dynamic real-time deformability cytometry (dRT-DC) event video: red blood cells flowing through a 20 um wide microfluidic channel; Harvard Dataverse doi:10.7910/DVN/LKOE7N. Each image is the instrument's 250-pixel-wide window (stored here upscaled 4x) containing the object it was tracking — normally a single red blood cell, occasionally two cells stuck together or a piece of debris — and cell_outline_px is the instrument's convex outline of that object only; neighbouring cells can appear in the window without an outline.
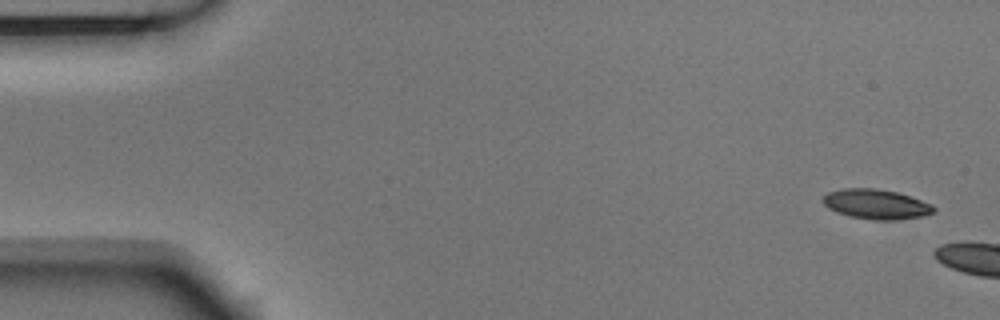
{"species": "Egyptian fruit bat (a non-hibernating species)", "species_latin": "Rousettus aegyptiacus", "temperature_condition": "room temperature", "stored_images_in_passage": 3, "camera_frame_rate_fps": 3000, "um_per_image_px": 0.085, "animal": {"sex": "male"}, "frame": {"image": 1, "passage_image": 1, "time_ms": 0.0, "image_size_px": [1000, 320], "cell_outline_px": [[936, 208], [932, 212], [924, 216], [896, 220], [876, 220], [852, 216], [836, 212], [828, 208], [820, 200], [828, 192], [844, 188], [876, 188], [896, 192], [932, 204]], "centroid_in_image_um": [74.45, 17.35], "position_along_channel_um": 10.6, "area_um2": 19.13}}